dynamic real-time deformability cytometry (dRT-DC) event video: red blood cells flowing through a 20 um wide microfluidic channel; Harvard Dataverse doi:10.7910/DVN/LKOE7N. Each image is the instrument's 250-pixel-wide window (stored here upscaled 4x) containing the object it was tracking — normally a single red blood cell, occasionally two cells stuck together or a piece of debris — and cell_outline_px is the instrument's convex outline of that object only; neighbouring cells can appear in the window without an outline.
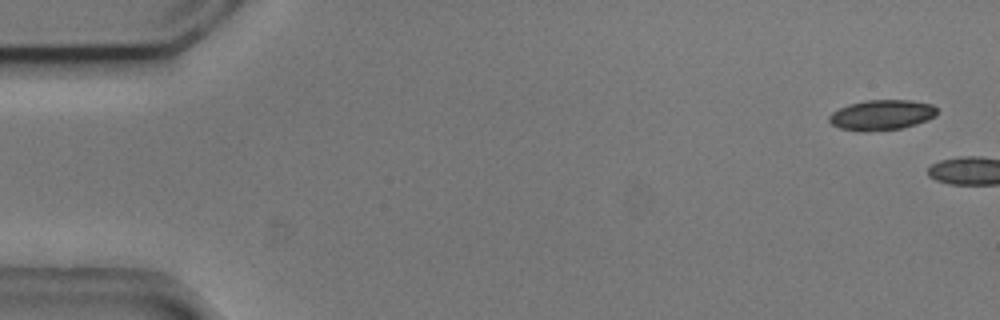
{"species": "common noctule bat (a hibernating species)", "species_latin": "Nyctalus noctula", "temperature_condition": "cold", "stored_images_in_passage": 2, "camera_frame_rate_fps": 3000, "um_per_image_px": 0.085, "animal": {"sex": "male", "body_mass_g": 20.5, "forearm_length_mm": 52.5}, "frame": {"image": 1, "passage_image": 1, "time_ms": 0.0, "image_size_px": [1000, 320], "cell_outline_px": [[936, 116], [928, 120], [916, 124], [900, 128], [868, 132], [860, 132], [840, 128], [832, 124], [828, 120], [828, 116], [832, 112], [848, 104], [868, 100], [908, 100], [932, 104], [936, 108]], "centroid_in_image_um": [74.92, 9.78], "position_along_channel_um": 10.1, "area_um2": 19.07}}